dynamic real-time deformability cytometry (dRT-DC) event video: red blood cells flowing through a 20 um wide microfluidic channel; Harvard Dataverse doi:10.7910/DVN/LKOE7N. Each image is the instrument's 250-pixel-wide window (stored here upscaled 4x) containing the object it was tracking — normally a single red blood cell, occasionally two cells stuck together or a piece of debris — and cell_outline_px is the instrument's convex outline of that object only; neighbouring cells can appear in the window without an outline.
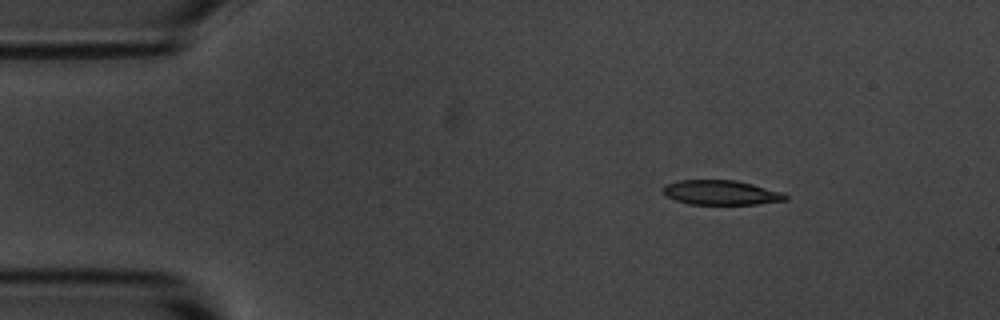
{"species": "common noctule bat (a hibernating species)", "species_latin": "Nyctalus noctula", "temperature_condition": "room temperature", "stored_images_in_passage": 4, "camera_frame_rate_fps": 3000, "um_per_image_px": 0.085, "animal": {"sex": "male", "body_mass_g": 20.1, "forearm_length_mm": 53.5}, "frame": {"image": 1, "passage_image": 2, "time_ms": 2.0, "image_size_px": [1000, 320], "cell_outline_px": [[788, 200], [756, 204], [688, 204], [676, 200], [668, 196], [660, 188], [664, 184], [676, 180], [736, 180], [784, 192], [788, 196]], "centroid_in_image_um": [61.28, 16.36], "position_along_channel_um": 23.7, "area_um2": 17.69}}